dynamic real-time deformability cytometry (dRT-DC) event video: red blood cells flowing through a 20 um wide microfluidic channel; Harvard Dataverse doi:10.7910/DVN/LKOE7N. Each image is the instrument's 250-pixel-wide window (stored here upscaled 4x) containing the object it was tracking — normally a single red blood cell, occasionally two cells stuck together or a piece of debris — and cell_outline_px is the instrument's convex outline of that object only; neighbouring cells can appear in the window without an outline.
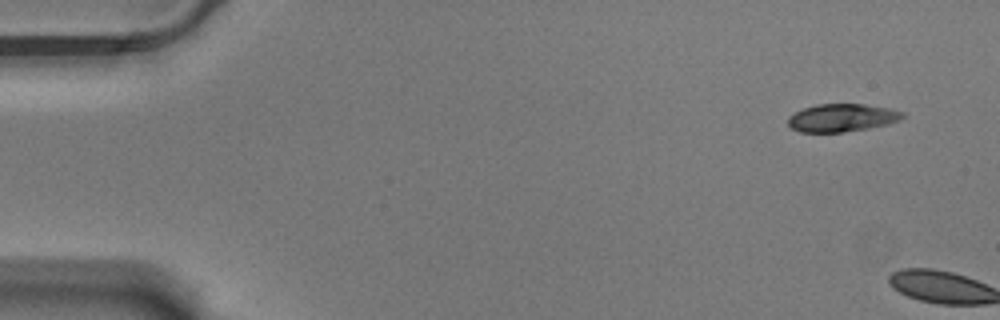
{"species": "Egyptian fruit bat (a non-hibernating species)", "species_latin": "Rousettus aegyptiacus", "temperature_condition": "warm", "stored_images_in_passage": 3, "camera_frame_rate_fps": 3000, "um_per_image_px": 0.085, "animal": {"sex": "male"}, "frame": {"image": 1, "passage_image": 1, "time_ms": 0.0, "image_size_px": [1000, 320], "cell_outline_px": [[904, 116], [888, 124], [868, 128], [844, 132], [800, 132], [792, 128], [788, 124], [788, 116], [804, 108], [816, 104], [864, 104], [888, 108], [904, 112]], "centroid_in_image_um": [71.53, 10.01], "position_along_channel_um": 13.5, "area_um2": 18.44}}